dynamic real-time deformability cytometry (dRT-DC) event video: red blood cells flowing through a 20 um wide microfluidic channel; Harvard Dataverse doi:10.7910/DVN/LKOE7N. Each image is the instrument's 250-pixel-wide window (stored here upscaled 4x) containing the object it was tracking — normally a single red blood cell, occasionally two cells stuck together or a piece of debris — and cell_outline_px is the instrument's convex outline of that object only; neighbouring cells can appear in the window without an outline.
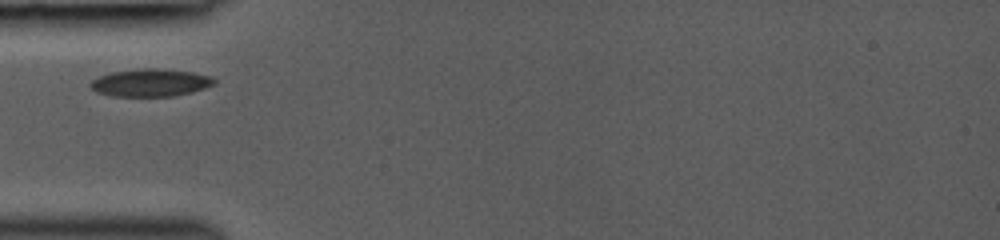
{"species": "common noctule bat (a hibernating species)", "species_latin": "Nyctalus noctula", "temperature_condition": "room temperature", "stored_images_in_passage": 8, "camera_frame_rate_fps": 3000, "um_per_image_px": 0.085, "animal": {"sex": "female", "body_mass_g": 19.0, "forearm_length_mm": 53.3}, "frame": {"image": 1, "passage_image": 1, "time_ms": 0.0, "image_size_px": [1000, 240], "cell_outline_px": [[216, 84], [192, 92], [176, 96], [112, 96], [96, 92], [88, 84], [92, 80], [100, 76], [112, 72], [144, 68], [156, 68], [192, 72], [212, 76], [216, 80]], "centroid_in_image_um": [12.82, 7.03], "position_along_channel_um": 72.2, "area_um2": 19.94}}
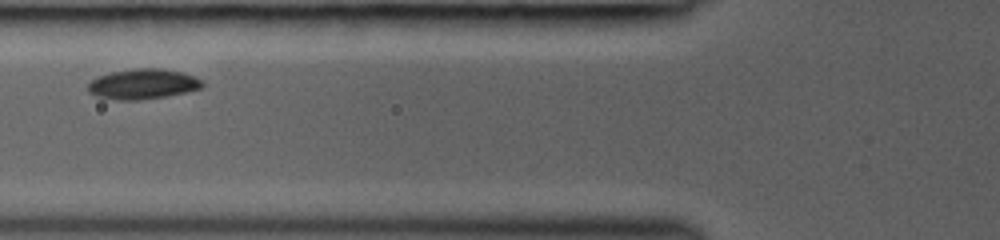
{"frame": {"image": 2, "passage_image": 7, "time_ms": 1.0, "image_size_px": [1000, 240], "cell_outline_px": [[204, 84], [200, 88], [168, 96], [140, 100], [116, 100], [96, 96], [88, 92], [88, 84], [96, 76], [112, 72], [136, 68], [160, 68], [180, 72], [192, 76], [200, 80]], "centroid_in_image_um": [12.09, 7.15], "position_along_channel_um": 113.7, "area_um2": 20.0}}